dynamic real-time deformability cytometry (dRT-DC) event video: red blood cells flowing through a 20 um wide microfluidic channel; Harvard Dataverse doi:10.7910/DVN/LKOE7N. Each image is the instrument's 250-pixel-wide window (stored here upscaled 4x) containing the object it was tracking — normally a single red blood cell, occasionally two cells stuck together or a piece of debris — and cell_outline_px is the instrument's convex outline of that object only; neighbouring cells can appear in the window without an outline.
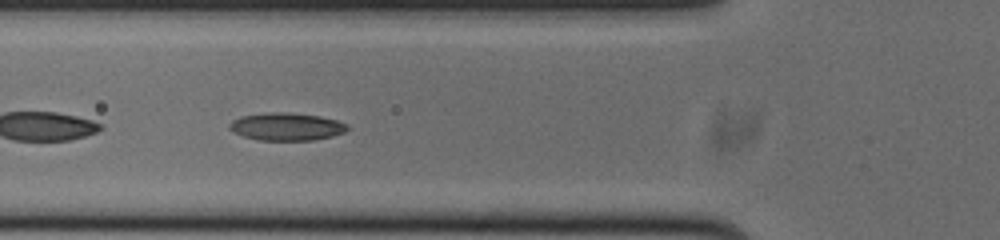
{"species": "common noctule bat (a hibernating species)", "species_latin": "Nyctalus noctula", "temperature_condition": "cold", "stored_images_in_passage": 42, "camera_frame_rate_fps": 3000, "um_per_image_px": 0.085, "animal": {"sex": "male", "body_mass_g": 20.0, "forearm_length_mm": 53.3}, "frame": {"image": 1, "passage_image": 7, "time_ms": 2.0, "image_size_px": [1000, 240], "cell_outline_px": [[348, 128], [344, 132], [332, 136], [312, 140], [260, 140], [244, 136], [228, 128], [228, 124], [232, 120], [240, 116], [268, 112], [284, 112], [320, 116], [336, 120], [348, 124]], "centroid_in_image_um": [24.34, 10.75], "position_along_channel_um": 101.5, "area_um2": 18.9}}
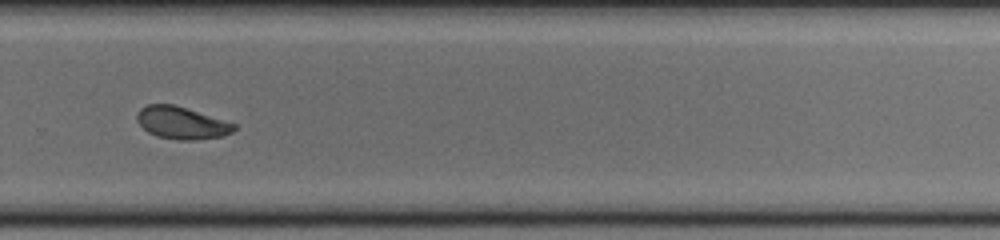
{"frame": {"image": 2, "passage_image": 24, "time_ms": 7.667, "image_size_px": [1000, 240], "cell_outline_px": [[236, 128], [232, 132], [224, 136], [196, 140], [180, 140], [156, 136], [148, 132], [136, 120], [136, 112], [140, 108], [148, 104], [172, 104], [236, 124]], "centroid_in_image_um": [15.41, 10.45], "position_along_channel_um": 314.4, "area_um2": 18.15}, "authors_computed_cell_mechanics": {"area_um2": 18.9006, "velocity_mm_per_s": 3.7631, "shape_relaxation_time_tau1_ms": 3.2574, "shape_relaxation_time_tau2_ms": 1.4427, "deformation_change_tau1": 0.1383, "deformation_change_tau2": 0.0552}}